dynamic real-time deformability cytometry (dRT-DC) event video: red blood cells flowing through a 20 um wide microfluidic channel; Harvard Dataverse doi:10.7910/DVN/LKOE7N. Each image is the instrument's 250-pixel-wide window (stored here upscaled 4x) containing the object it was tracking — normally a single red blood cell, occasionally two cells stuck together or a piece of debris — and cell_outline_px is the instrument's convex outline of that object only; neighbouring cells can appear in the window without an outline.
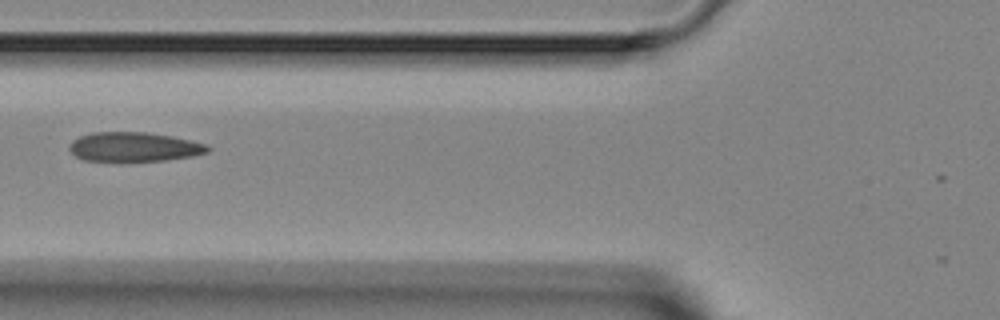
{"species": "Egyptian fruit bat (a non-hibernating species)", "species_latin": "Rousettus aegyptiacus", "temperature_condition": "room temperature", "stored_images_in_passage": 6, "camera_frame_rate_fps": 3000, "um_per_image_px": 0.085, "animal": {"sex": "female"}, "frame": {"image": 1, "passage_image": 5, "time_ms": 4.667, "image_size_px": [1000, 320], "cell_outline_px": [[212, 148], [208, 152], [192, 156], [164, 160], [84, 160], [76, 156], [68, 148], [72, 140], [80, 136], [92, 132], [148, 132], [172, 136], [208, 144]], "centroid_in_image_um": [11.42, 12.46], "position_along_channel_um": 114.4, "area_um2": 23.47}}